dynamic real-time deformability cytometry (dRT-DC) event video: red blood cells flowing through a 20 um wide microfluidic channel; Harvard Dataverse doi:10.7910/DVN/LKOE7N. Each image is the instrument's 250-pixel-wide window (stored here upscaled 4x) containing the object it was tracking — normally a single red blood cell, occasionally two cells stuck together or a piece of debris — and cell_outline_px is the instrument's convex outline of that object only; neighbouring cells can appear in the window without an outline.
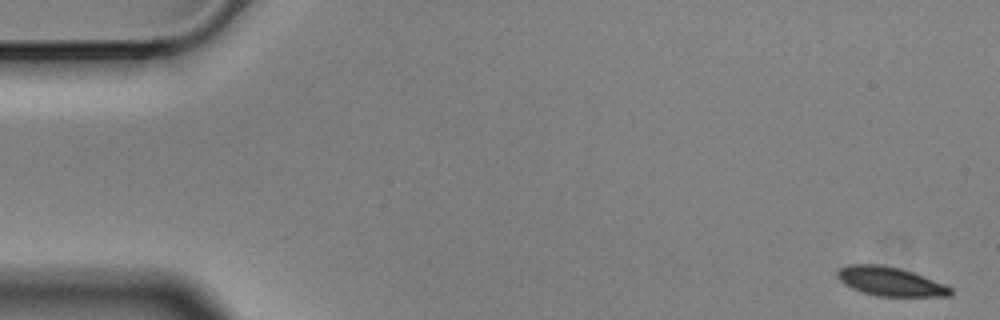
{"species": "Egyptian fruit bat (a non-hibernating species)", "species_latin": "Rousettus aegyptiacus", "temperature_condition": "cold", "stored_images_in_passage": 57, "camera_frame_rate_fps": 3000, "um_per_image_px": 0.085, "animal": {"sex": "male"}, "frame": {"image": 1, "passage_image": 1, "time_ms": 0.0, "image_size_px": [1000, 320], "cell_outline_px": [[952, 296], [876, 296], [852, 288], [844, 284], [836, 276], [836, 272], [840, 268], [848, 264], [880, 264], [900, 268], [912, 272], [944, 284], [952, 288]], "centroid_in_image_um": [75.65, 23.92], "position_along_channel_um": 9.4, "area_um2": 19.02}}
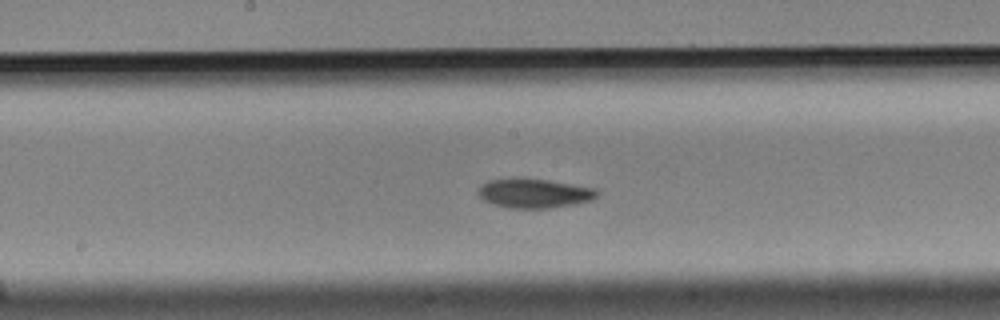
{"frame": {"image": 2, "passage_image": 29, "time_ms": 9.333, "image_size_px": [1000, 320], "cell_outline_px": [[600, 192], [592, 200], [576, 204], [548, 208], [508, 208], [492, 204], [484, 200], [476, 192], [480, 184], [488, 180], [548, 180], [596, 188]], "centroid_in_image_um": [45.42, 16.46], "position_along_channel_um": 202.8, "area_um2": 20.0}}
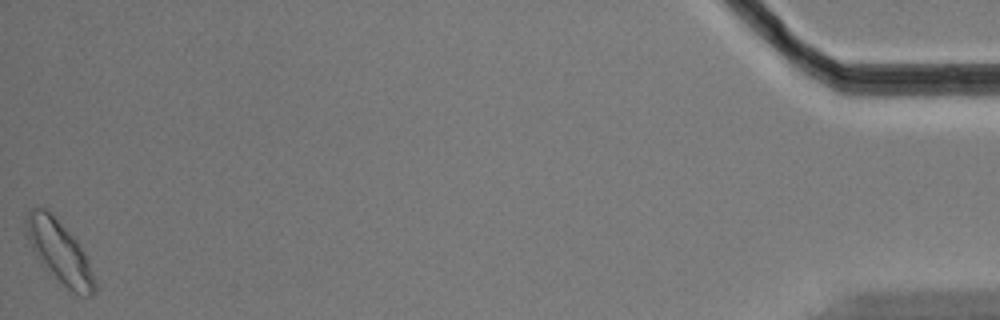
{"frame": {"image": 3, "passage_image": 57, "time_ms": 18.667, "image_size_px": [1000, 320], "cell_outline_px": [[96, 292], [92, 296], [84, 296], [72, 292], [36, 256], [32, 248], [24, 224], [24, 220], [28, 208], [48, 208], [76, 240], [84, 252], [96, 280]], "centroid_in_image_um": [5.06, 21.36], "position_along_channel_um": 430.1, "area_um2": 24.45}, "authors_computed_cell_mechanics": {"area_um2": 19.941, "velocity_mm_per_s": 3.4671, "shape_relaxation_time_tau1_ms": 4.3449, "shape_relaxation_time_tau2_ms": 3.0175, "deformation_change_tau1": 0.0952, "deformation_change_tau2": 0.0518}}